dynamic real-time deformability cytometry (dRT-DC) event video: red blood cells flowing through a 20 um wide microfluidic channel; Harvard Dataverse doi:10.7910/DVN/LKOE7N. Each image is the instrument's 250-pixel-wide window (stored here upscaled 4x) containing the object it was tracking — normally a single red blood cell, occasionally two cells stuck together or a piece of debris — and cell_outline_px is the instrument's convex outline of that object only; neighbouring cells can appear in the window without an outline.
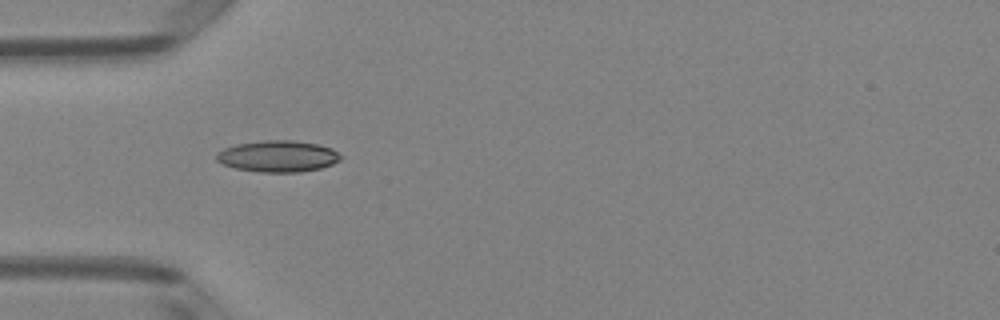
{"species": "Egyptian fruit bat (a non-hibernating species)", "species_latin": "Rousettus aegyptiacus", "temperature_condition": "room temperature", "stored_images_in_passage": 6, "camera_frame_rate_fps": 3000, "um_per_image_px": 0.085, "animal": {"sex": "female"}, "frame": {"image": 1, "passage_image": 5, "time_ms": 1.333, "image_size_px": [1000, 320], "cell_outline_px": [[344, 156], [340, 160], [332, 164], [320, 168], [300, 172], [260, 172], [236, 168], [224, 164], [216, 160], [216, 156], [224, 148], [236, 144], [264, 140], [292, 140], [316, 144], [332, 148]], "centroid_in_image_um": [23.66, 13.28], "position_along_channel_um": 61.3, "area_um2": 22.66}}
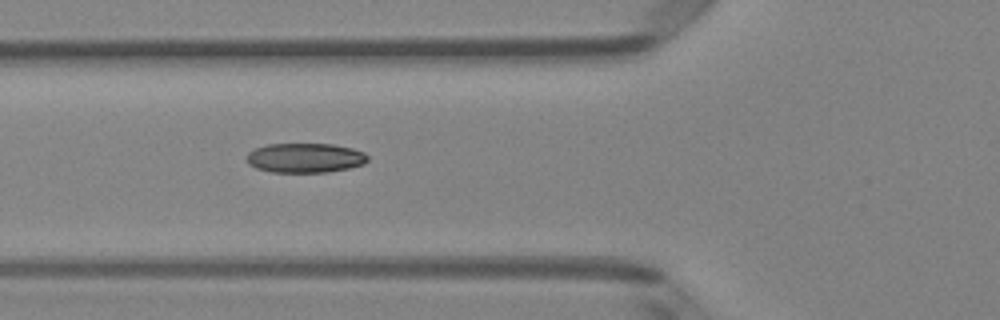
{"frame": {"image": 2, "passage_image": 6, "time_ms": 1.667, "image_size_px": [1000, 320], "cell_outline_px": [[368, 160], [364, 164], [348, 168], [328, 172], [272, 172], [256, 168], [248, 164], [248, 152], [256, 148], [268, 144], [332, 144], [352, 148], [364, 152], [368, 156]], "centroid_in_image_um": [25.95, 13.42], "position_along_channel_um": 99.8, "area_um2": 20.81}}